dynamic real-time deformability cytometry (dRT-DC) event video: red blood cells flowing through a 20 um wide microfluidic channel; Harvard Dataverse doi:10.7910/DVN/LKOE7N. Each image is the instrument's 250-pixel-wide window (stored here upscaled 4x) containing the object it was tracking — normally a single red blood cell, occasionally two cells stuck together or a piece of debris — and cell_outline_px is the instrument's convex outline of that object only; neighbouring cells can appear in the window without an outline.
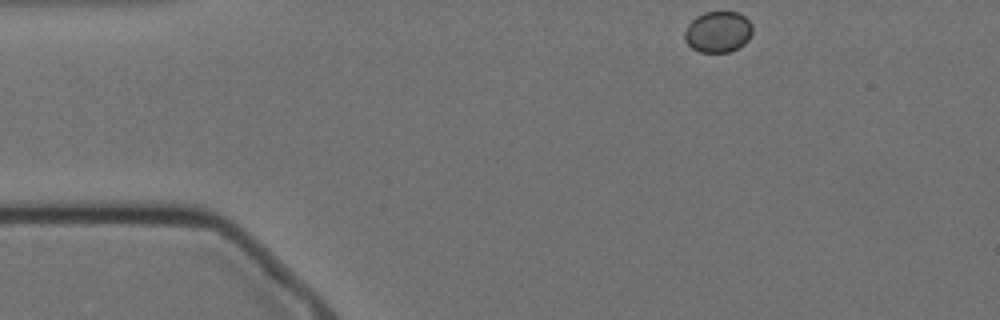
{"species": "Egyptian fruit bat (a non-hibernating species)", "species_latin": "Rousettus aegyptiacus", "temperature_condition": "cold", "stored_images_in_passage": 44, "camera_frame_rate_fps": 3000, "um_per_image_px": 0.085, "animal": {"sex": "female"}, "frame": {"image": 1, "passage_image": 1, "time_ms": 0.0, "image_size_px": [1000, 320], "cell_outline_px": [[752, 32], [748, 40], [744, 44], [728, 52], [700, 52], [692, 48], [684, 40], [684, 32], [688, 24], [696, 16], [704, 12], [736, 12], [744, 16], [752, 24]], "centroid_in_image_um": [61.01, 2.7], "position_along_channel_um": 24.0, "area_um2": 16.24}}
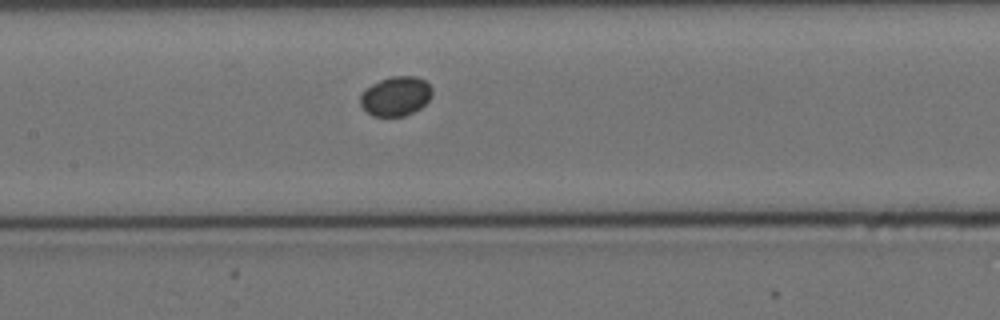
{"frame": {"image": 2, "passage_image": 19, "time_ms": 6.0, "image_size_px": [1000, 320], "cell_outline_px": [[432, 92], [428, 100], [420, 108], [404, 116], [372, 116], [360, 104], [360, 96], [364, 88], [380, 80], [392, 76], [416, 76], [424, 80], [432, 88]], "centroid_in_image_um": [33.62, 8.17], "position_along_channel_um": 173.8, "area_um2": 16.42}}
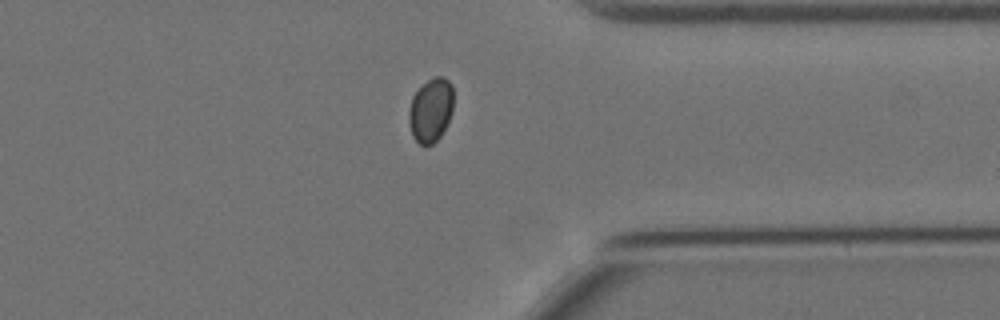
{"frame": {"image": 3, "passage_image": 37, "time_ms": 12.0, "image_size_px": [1000, 320], "cell_outline_px": [[452, 112], [440, 136], [432, 144], [420, 144], [412, 136], [408, 124], [408, 112], [412, 96], [432, 76], [444, 76], [452, 84]], "centroid_in_image_um": [36.59, 9.34], "position_along_channel_um": 374.8, "area_um2": 16.53}}